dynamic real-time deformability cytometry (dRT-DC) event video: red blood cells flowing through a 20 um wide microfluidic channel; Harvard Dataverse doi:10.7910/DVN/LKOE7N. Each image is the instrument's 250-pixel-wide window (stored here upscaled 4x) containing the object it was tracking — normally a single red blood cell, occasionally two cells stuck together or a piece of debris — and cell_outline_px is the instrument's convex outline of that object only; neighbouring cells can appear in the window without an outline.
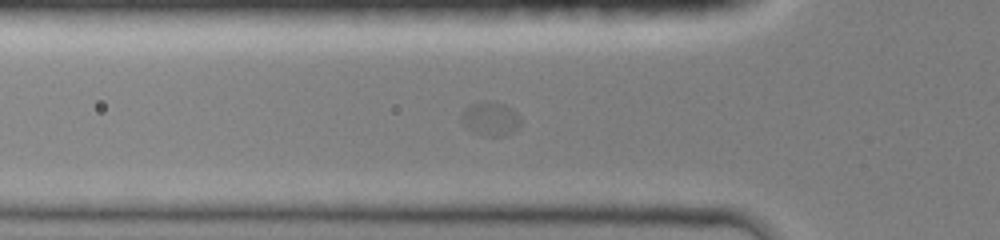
{"species": "common noctule bat (a hibernating species)", "species_latin": "Nyctalus noctula", "temperature_condition": "room temperature", "stored_images_in_passage": 24, "camera_frame_rate_fps": 3000, "um_per_image_px": 0.085, "animal": {"sex": "female", "body_mass_g": 19.0, "forearm_length_mm": 51.5}, "frame": {"image": 1, "passage_image": 4, "time_ms": 1.0, "image_size_px": [1000, 240], "cell_outline_px": [[520, 124], [512, 132], [504, 136], [492, 136], [480, 132], [464, 124], [460, 116], [472, 104], [488, 100], [504, 104], [516, 112], [520, 116]], "centroid_in_image_um": [41.76, 10.06], "position_along_channel_um": 84.0, "area_um2": 11.04}}
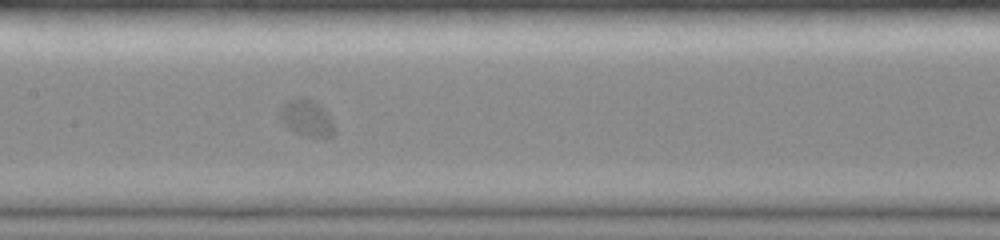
{"frame": {"image": 2, "passage_image": 11, "time_ms": 3.333, "image_size_px": [1000, 240], "cell_outline_px": [[332, 136], [324, 140], [304, 136], [296, 132], [280, 116], [280, 112], [288, 100], [312, 100], [328, 116], [332, 124]], "centroid_in_image_um": [26.11, 10.12], "position_along_channel_um": 181.3, "area_um2": 10.58}}
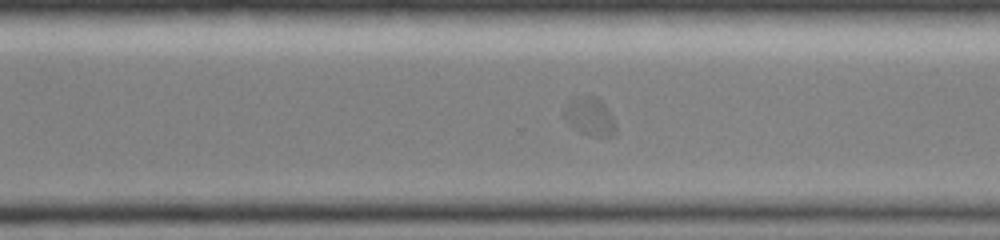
{"frame": {"image": 3, "passage_image": 21, "time_ms": 6.667, "image_size_px": [1000, 240], "cell_outline_px": [[616, 136], [592, 136], [580, 132], [568, 124], [564, 120], [564, 108], [568, 100], [576, 96], [596, 96], [608, 108], [616, 124]], "centroid_in_image_um": [50.13, 9.9], "position_along_channel_um": 320.5, "area_um2": 11.73}}